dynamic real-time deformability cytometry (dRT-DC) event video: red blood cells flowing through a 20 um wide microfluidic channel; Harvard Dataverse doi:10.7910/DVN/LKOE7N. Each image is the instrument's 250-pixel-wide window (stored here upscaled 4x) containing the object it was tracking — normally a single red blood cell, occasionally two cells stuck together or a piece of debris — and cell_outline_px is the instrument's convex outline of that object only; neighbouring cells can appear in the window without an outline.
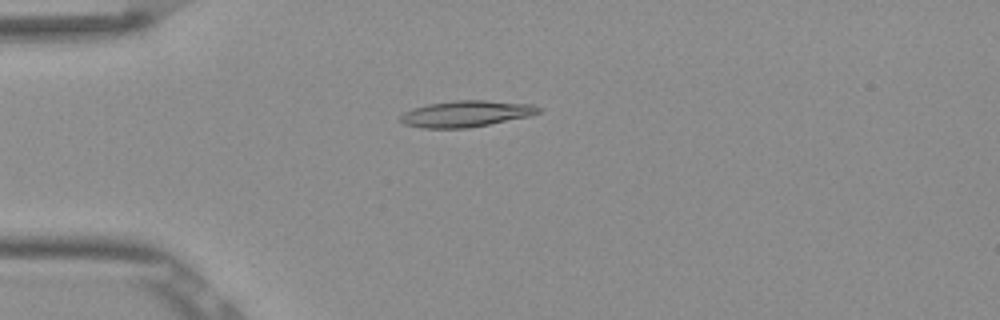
{"species": "Egyptian fruit bat (a non-hibernating species)", "species_latin": "Rousettus aegyptiacus", "temperature_condition": "room temperature", "stored_images_in_passage": 53, "camera_frame_rate_fps": 3000, "um_per_image_px": 0.085, "frame": {"image": 1, "passage_image": 14, "time_ms": 4.333, "image_size_px": [1000, 320], "cell_outline_px": [[544, 108], [540, 112], [528, 116], [468, 128], [420, 128], [404, 124], [400, 120], [400, 116], [404, 112], [412, 108], [428, 104], [456, 100], [484, 100], [532, 104]], "centroid_in_image_um": [39.6, 9.66], "position_along_channel_um": 45.4, "area_um2": 21.1}}
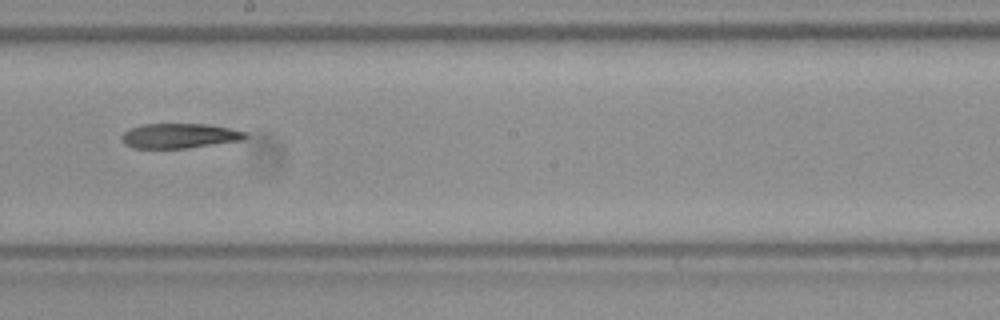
{"frame": {"image": 2, "passage_image": 30, "time_ms": 9.667, "image_size_px": [1000, 320], "cell_outline_px": [[248, 136], [244, 140], [188, 148], [132, 148], [124, 144], [120, 136], [124, 132], [132, 128], [144, 124], [208, 124], [248, 132]], "centroid_in_image_um": [15.28, 11.55], "position_along_channel_um": 232.9, "area_um2": 17.98}}
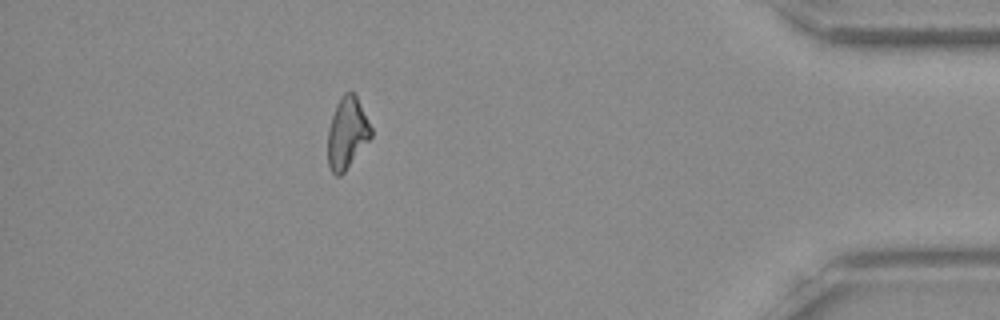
{"frame": {"image": 3, "passage_image": 47, "time_ms": 15.333, "image_size_px": [1000, 320], "cell_outline_px": [[372, 136], [344, 172], [340, 176], [336, 176], [332, 172], [328, 164], [328, 128], [336, 104], [344, 92], [352, 92], [356, 96], [372, 128]], "centroid_in_image_um": [29.49, 11.32], "position_along_channel_um": 405.7, "area_um2": 17.8}}